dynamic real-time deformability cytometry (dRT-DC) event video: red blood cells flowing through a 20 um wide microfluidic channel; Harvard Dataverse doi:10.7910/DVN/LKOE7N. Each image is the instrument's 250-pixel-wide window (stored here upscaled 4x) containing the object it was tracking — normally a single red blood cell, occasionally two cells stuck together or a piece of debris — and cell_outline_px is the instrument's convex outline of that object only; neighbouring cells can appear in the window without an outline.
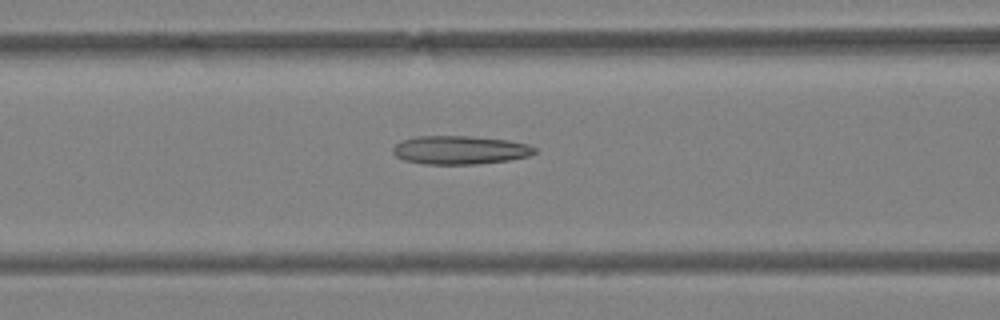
{"species": "Egyptian fruit bat (a non-hibernating species)", "species_latin": "Rousettus aegyptiacus", "temperature_condition": "warm", "stored_images_in_passage": 49, "camera_frame_rate_fps": 3000, "um_per_image_px": 0.085, "animal": {"sex": "female"}, "frame": {"image": 1, "passage_image": 21, "time_ms": 6.667, "image_size_px": [1000, 320], "cell_outline_px": [[536, 152], [528, 156], [508, 160], [480, 164], [424, 164], [404, 160], [396, 156], [392, 152], [392, 148], [396, 144], [404, 140], [416, 136], [472, 136], [508, 140], [528, 144], [536, 148]], "centroid_in_image_um": [39.1, 12.75], "position_along_channel_um": 127.5, "area_um2": 23.58}}
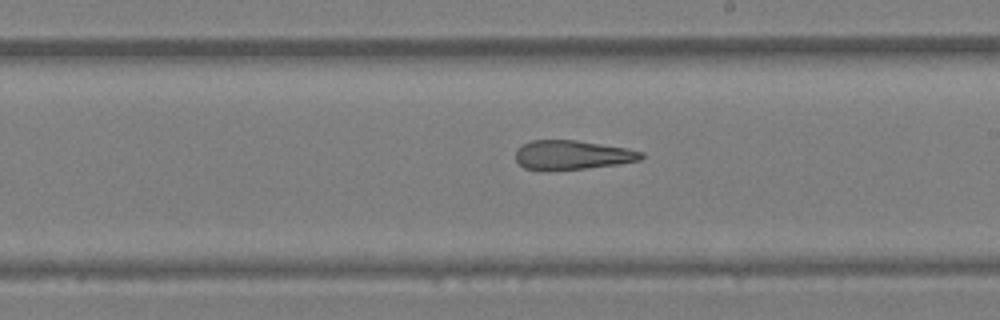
{"frame": {"image": 2, "passage_image": 29, "time_ms": 9.333, "image_size_px": [1000, 320], "cell_outline_px": [[644, 156], [640, 160], [616, 164], [584, 168], [548, 172], [540, 172], [524, 168], [516, 160], [516, 148], [532, 140], [576, 140], [628, 148], [644, 152]], "centroid_in_image_um": [48.59, 13.19], "position_along_channel_um": 240.4, "area_um2": 21.73}}
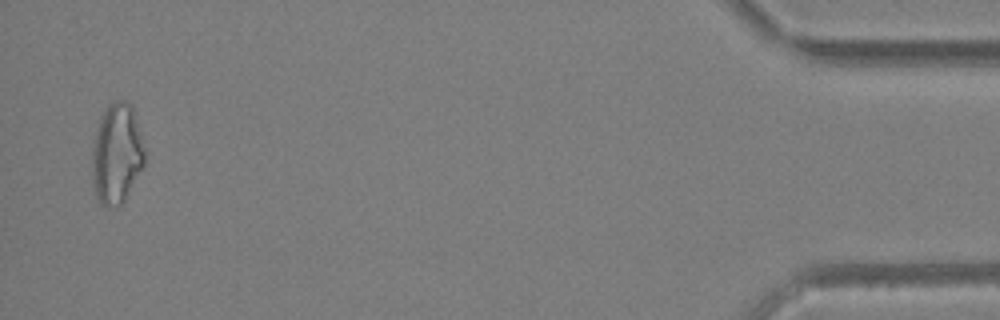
{"frame": {"image": 3, "passage_image": 48, "time_ms": 15.667, "image_size_px": [1000, 320], "cell_outline_px": [[144, 164], [124, 200], [116, 208], [100, 204], [96, 196], [92, 180], [92, 148], [96, 128], [100, 116], [108, 104], [116, 100], [124, 100], [132, 104], [140, 132], [144, 148]], "centroid_in_image_um": [9.9, 13.04], "position_along_channel_um": 425.3, "area_um2": 30.81}, "authors_computed_cell_mechanics": {"area_um2": 25.4898, "velocity_mm_per_s": 4.2426, "shape_relaxation_time_tau1_ms": null, "shape_relaxation_time_tau2_ms": 3.5478, "deformation_change_tau1": null, "deformation_change_tau2": 0.1659}}